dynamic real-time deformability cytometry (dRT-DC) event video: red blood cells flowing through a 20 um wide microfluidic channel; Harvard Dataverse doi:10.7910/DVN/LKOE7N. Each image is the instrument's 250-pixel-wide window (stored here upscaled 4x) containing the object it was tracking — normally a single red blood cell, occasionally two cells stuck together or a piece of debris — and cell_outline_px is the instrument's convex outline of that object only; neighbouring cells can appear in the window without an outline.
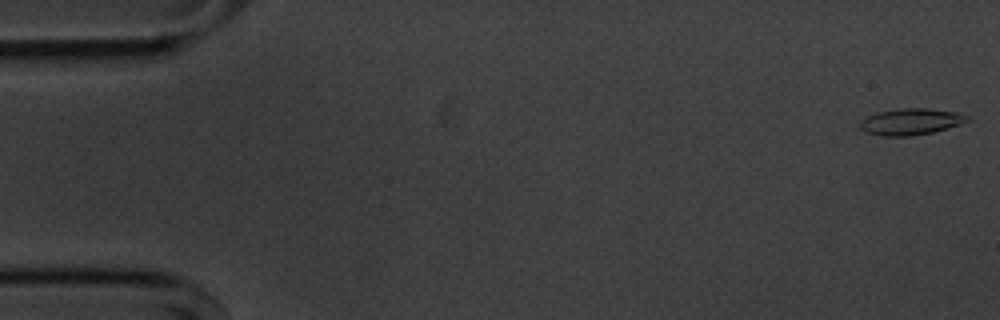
{"species": "common noctule bat (a hibernating species)", "species_latin": "Nyctalus noctula", "temperature_condition": "cold", "stored_images_in_passage": 14, "camera_frame_rate_fps": 3000, "um_per_image_px": 0.085, "animal": {"sex": "male", "body_mass_g": 20.1, "forearm_length_mm": 53.5}, "frame": {"image": 1, "passage_image": 1, "time_ms": 0.0, "image_size_px": [1000, 320], "cell_outline_px": [[968, 120], [960, 124], [932, 132], [908, 136], [880, 136], [868, 132], [860, 128], [860, 120], [876, 112], [900, 108], [924, 108], [956, 112], [968, 116]], "centroid_in_image_um": [77.37, 10.33], "position_along_channel_um": 7.6, "area_um2": 16.3}}
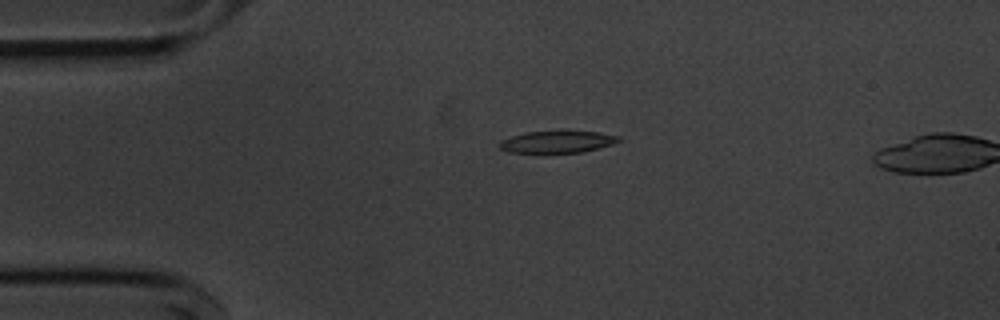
{"frame": {"image": 2, "passage_image": 12, "time_ms": 3.667, "image_size_px": [1000, 320], "cell_outline_px": [[620, 140], [612, 144], [580, 152], [544, 156], [508, 152], [500, 148], [500, 140], [512, 136], [528, 132], [600, 132], [620, 136]], "centroid_in_image_um": [47.29, 12.12], "position_along_channel_um": 37.7, "area_um2": 15.72}}